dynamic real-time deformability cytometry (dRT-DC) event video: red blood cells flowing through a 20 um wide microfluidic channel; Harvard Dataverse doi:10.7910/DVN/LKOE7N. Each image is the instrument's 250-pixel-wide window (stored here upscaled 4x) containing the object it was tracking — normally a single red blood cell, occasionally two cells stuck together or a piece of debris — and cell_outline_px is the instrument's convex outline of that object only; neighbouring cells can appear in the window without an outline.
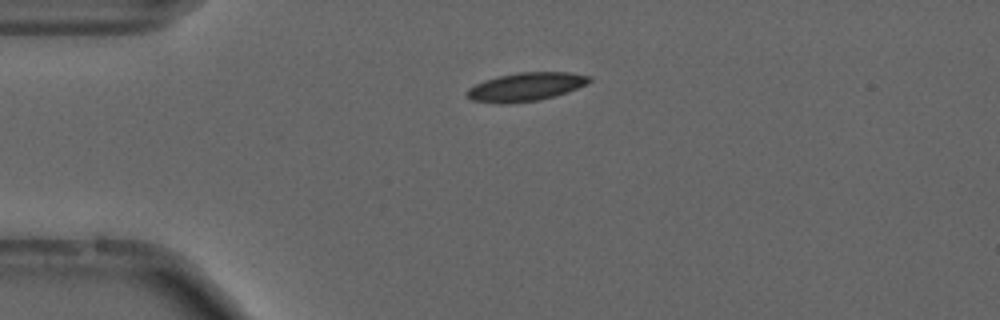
{"species": "common noctule bat (a hibernating species)", "species_latin": "Nyctalus noctula", "temperature_condition": "cold", "stored_images_in_passage": 50, "camera_frame_rate_fps": 3000, "um_per_image_px": 0.085, "animal": {"sex": "male", "forearm_length_mm": 52.5}, "frame": {"image": 1, "passage_image": 8, "time_ms": 2.333, "image_size_px": [1000, 320], "cell_outline_px": [[592, 80], [588, 84], [568, 92], [556, 96], [540, 100], [508, 104], [500, 104], [472, 100], [464, 96], [464, 92], [468, 88], [484, 80], [496, 76], [520, 72], [568, 72], [592, 76]], "centroid_in_image_um": [44.69, 7.39], "position_along_channel_um": 40.3, "area_um2": 20.75}, "authors_computed_cell_mechanics": {"area_um2": 19.3052, "velocity_mm_per_s": 3.6934, "shape_relaxation_time_tau1_ms": null, "shape_relaxation_time_tau2_ms": 5.4178, "deformation_change_tau1": null, "deformation_change_tau2": 0.1135}}